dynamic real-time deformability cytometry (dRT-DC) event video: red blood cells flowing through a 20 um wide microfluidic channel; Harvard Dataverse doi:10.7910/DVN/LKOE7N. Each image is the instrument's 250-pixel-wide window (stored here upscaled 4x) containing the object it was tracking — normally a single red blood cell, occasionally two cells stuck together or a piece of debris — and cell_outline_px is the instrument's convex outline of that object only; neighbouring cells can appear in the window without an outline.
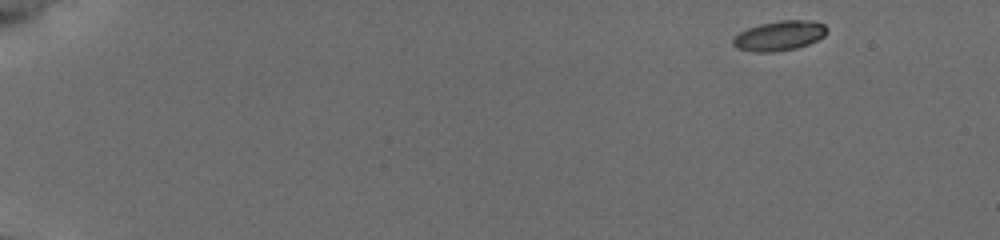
{"species": "common noctule bat (a hibernating species)", "species_latin": "Nyctalus noctula", "temperature_condition": "cold", "stored_images_in_passage": 51, "camera_frame_rate_fps": 3000, "um_per_image_px": 0.085, "animal": {"sex": "female", "body_mass_g": 19.5, "forearm_length_mm": 54.1}, "frame": {"image": 1, "passage_image": 1, "time_ms": 0.0, "image_size_px": [1000, 240], "cell_outline_px": [[828, 32], [824, 36], [808, 44], [796, 48], [772, 52], [752, 52], [736, 48], [732, 44], [732, 40], [740, 32], [748, 28], [760, 24], [780, 20], [816, 20], [824, 24], [828, 28]], "centroid_in_image_um": [66.27, 3.03], "position_along_channel_um": 18.7, "area_um2": 16.42}}
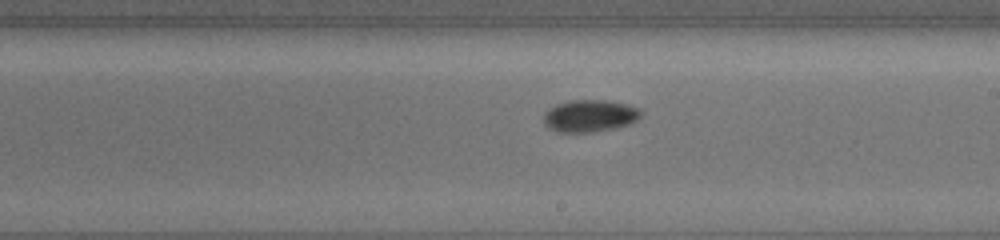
{"frame": {"image": 2, "passage_image": 30, "time_ms": 9.667, "image_size_px": [1000, 240], "cell_outline_px": [[644, 112], [636, 120], [628, 124], [612, 128], [588, 132], [556, 132], [544, 124], [544, 112], [548, 108], [556, 104], [568, 100], [608, 100], [640, 108]], "centroid_in_image_um": [50.1, 9.83], "position_along_channel_um": 238.9, "area_um2": 18.21}}
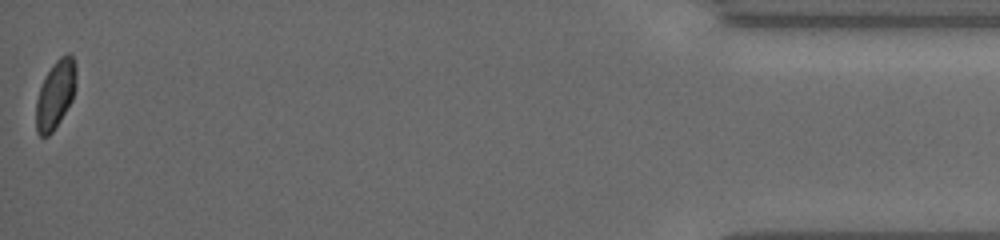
{"frame": {"image": 3, "passage_image": 51, "time_ms": 16.667, "image_size_px": [1000, 240], "cell_outline_px": [[76, 84], [72, 100], [60, 120], [52, 132], [48, 136], [40, 136], [36, 132], [36, 100], [40, 88], [52, 64], [60, 56], [68, 52], [72, 56], [76, 64]], "centroid_in_image_um": [4.72, 8.01], "position_along_channel_um": 430.5, "area_um2": 15.9}, "authors_computed_cell_mechanics": {"area_um2": 16.8776, "velocity_mm_per_s": 3.8141, "shape_relaxation_time_tau1_ms": 3.1849, "shape_relaxation_time_tau2_ms": 5.8814, "deformation_change_tau1": 0.0716, "deformation_change_tau2": 0.0559}}